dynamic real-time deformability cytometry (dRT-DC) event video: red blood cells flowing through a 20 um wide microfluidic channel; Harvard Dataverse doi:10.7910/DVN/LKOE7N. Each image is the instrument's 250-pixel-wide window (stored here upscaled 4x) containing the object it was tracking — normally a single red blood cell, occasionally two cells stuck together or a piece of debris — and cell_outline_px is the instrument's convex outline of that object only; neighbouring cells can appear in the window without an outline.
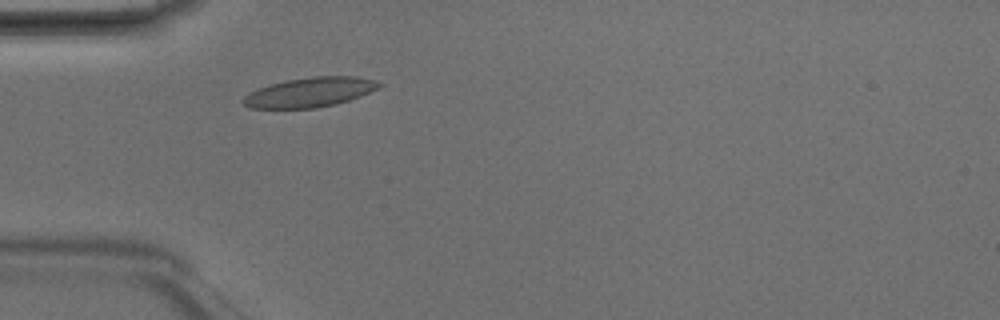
{"species": "Egyptian fruit bat (a non-hibernating species)", "species_latin": "Rousettus aegyptiacus", "temperature_condition": "room temperature", "stored_images_in_passage": 2, "camera_frame_rate_fps": 3000, "um_per_image_px": 0.085, "animal": {"sex": "male"}, "frame": {"image": 1, "passage_image": 2, "time_ms": 0.333, "image_size_px": [1000, 320], "cell_outline_px": [[384, 84], [380, 88], [360, 96], [336, 104], [316, 108], [252, 108], [244, 104], [240, 100], [248, 92], [272, 84], [288, 80], [316, 76], [356, 76], [376, 80]], "centroid_in_image_um": [26.37, 7.84], "position_along_channel_um": 58.6, "area_um2": 23.41}}